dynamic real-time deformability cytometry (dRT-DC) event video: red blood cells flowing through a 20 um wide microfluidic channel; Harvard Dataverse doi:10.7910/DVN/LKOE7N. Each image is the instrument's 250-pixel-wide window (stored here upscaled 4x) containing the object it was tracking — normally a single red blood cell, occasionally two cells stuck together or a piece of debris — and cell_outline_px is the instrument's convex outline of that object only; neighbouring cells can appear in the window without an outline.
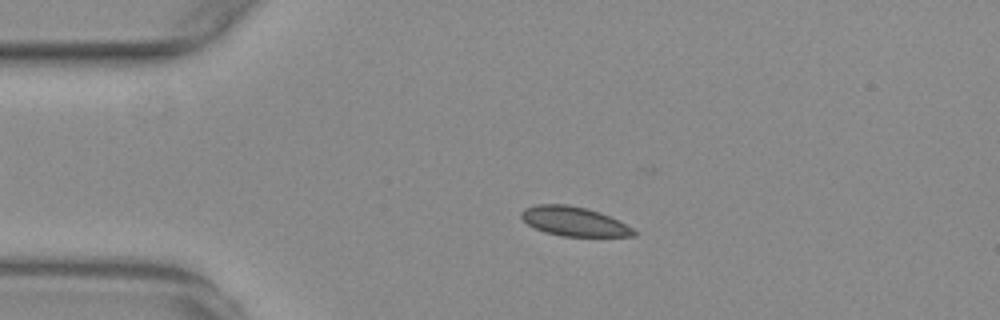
{"species": "common noctule bat (a hibernating species)", "species_latin": "Nyctalus noctula", "temperature_condition": "warm", "stored_images_in_passage": 54, "camera_frame_rate_fps": 3000, "um_per_image_px": 0.085, "animal": {"sex": "female", "body_mass_g": 29.2, "forearm_length_mm": 56.3}, "frame": {"image": 1, "passage_image": 11, "time_ms": 3.333, "image_size_px": [1000, 320], "cell_outline_px": [[636, 236], [560, 236], [544, 232], [528, 224], [520, 216], [520, 212], [524, 208], [536, 204], [568, 204], [588, 208], [600, 212], [632, 228], [636, 232]], "centroid_in_image_um": [48.74, 18.81], "position_along_channel_um": 36.3, "area_um2": 19.13}}
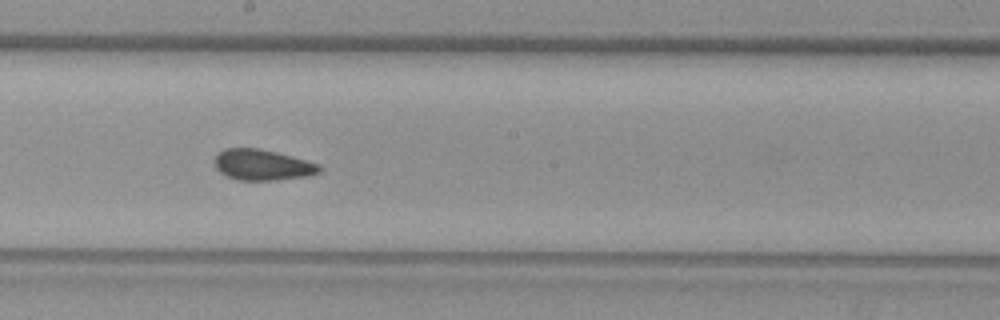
{"frame": {"image": 2, "passage_image": 29, "time_ms": 9.333, "image_size_px": [1000, 320], "cell_outline_px": [[324, 168], [320, 172], [308, 176], [276, 180], [236, 180], [220, 172], [216, 168], [212, 160], [216, 152], [224, 148], [256, 148], [276, 152], [292, 156], [320, 164]], "centroid_in_image_um": [22.28, 14.01], "position_along_channel_um": 225.9, "area_um2": 19.13}}
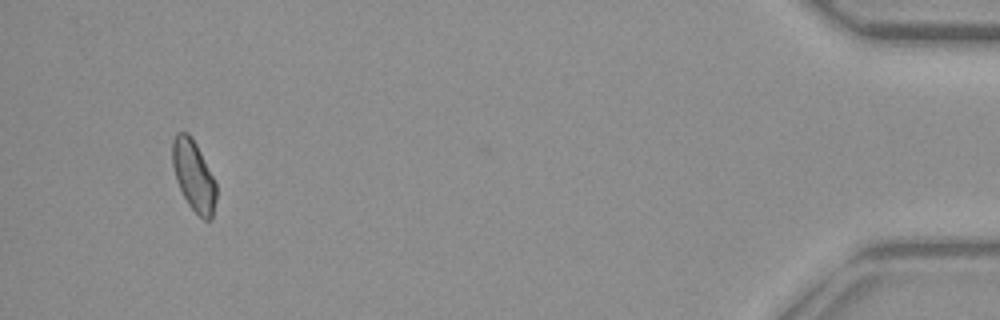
{"frame": {"image": 3, "passage_image": 51, "time_ms": 16.667, "image_size_px": [1000, 320], "cell_outline_px": [[216, 200], [212, 220], [204, 220], [188, 204], [176, 180], [172, 164], [172, 140], [176, 132], [188, 132], [196, 144], [216, 184]], "centroid_in_image_um": [16.45, 14.93], "position_along_channel_um": 418.8, "area_um2": 17.86}, "authors_computed_cell_mechanics": {"area_um2": 18.7272, "velocity_mm_per_s": 3.7435, "shape_relaxation_time_tau1_ms": null, "shape_relaxation_time_tau2_ms": 1.4384, "deformation_change_tau1": null, "deformation_change_tau2": 0.0423}}